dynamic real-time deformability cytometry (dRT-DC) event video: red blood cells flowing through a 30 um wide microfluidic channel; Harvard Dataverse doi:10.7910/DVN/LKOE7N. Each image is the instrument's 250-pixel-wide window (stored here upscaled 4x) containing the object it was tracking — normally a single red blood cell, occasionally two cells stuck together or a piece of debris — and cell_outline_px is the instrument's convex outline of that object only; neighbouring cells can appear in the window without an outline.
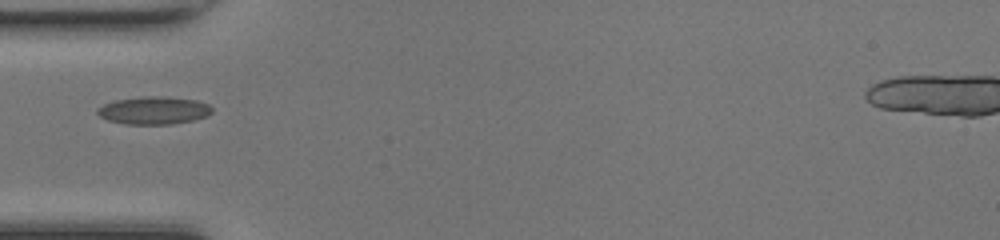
{"species": "common noctule bat (a hibernating species)", "species_latin": "Nyctalus noctula", "temperature_condition": "room temperature", "stored_images_in_passage": 34, "camera_frame_rate_fps": 3000, "um_per_image_px": 0.085, "animal": {"sex": "female", "body_mass_g": 17.0, "forearm_length_mm": 48.0}, "frame": {"image": 1, "passage_image": 1, "time_ms": 0.0, "image_size_px": [1000, 240], "cell_outline_px": [[212, 112], [208, 116], [192, 120], [172, 124], [124, 124], [108, 120], [100, 116], [96, 112], [96, 108], [104, 104], [116, 100], [144, 96], [164, 96], [196, 100], [208, 104], [212, 108]], "centroid_in_image_um": [13.07, 9.38], "position_along_channel_um": 71.9, "area_um2": 18.55}}
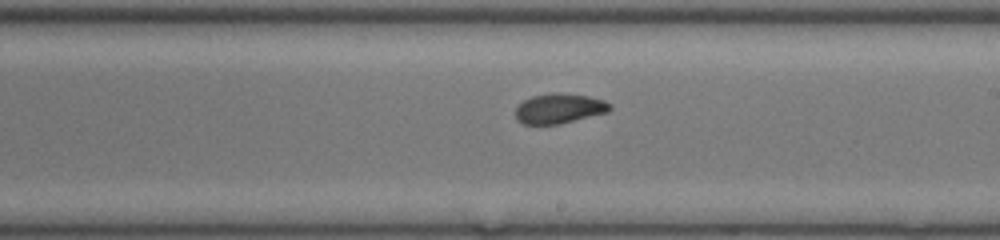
{"frame": {"image": 2, "passage_image": 13, "time_ms": 4.0, "image_size_px": [1000, 240], "cell_outline_px": [[612, 108], [608, 112], [556, 124], [524, 124], [516, 120], [516, 108], [524, 100], [532, 96], [556, 92], [588, 96], [604, 100], [612, 104]], "centroid_in_image_um": [47.54, 9.21], "position_along_channel_um": 241.5, "area_um2": 16.3}}
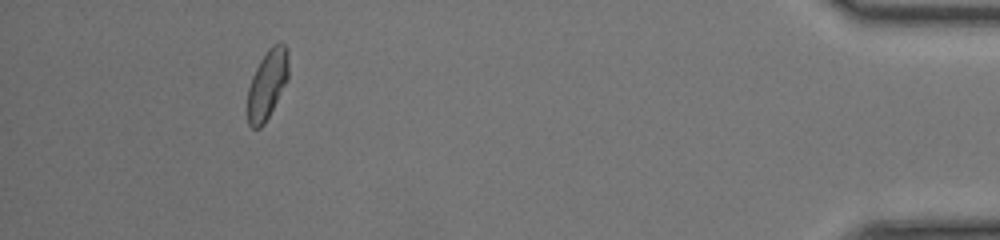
{"frame": {"image": 3, "passage_image": 30, "time_ms": 9.667, "image_size_px": [1000, 240], "cell_outline_px": [[288, 80], [264, 124], [260, 128], [252, 128], [248, 124], [248, 88], [252, 76], [260, 60], [268, 48], [272, 44], [280, 40], [288, 48]], "centroid_in_image_um": [22.73, 7.12], "position_along_channel_um": 412.5, "area_um2": 16.65}}